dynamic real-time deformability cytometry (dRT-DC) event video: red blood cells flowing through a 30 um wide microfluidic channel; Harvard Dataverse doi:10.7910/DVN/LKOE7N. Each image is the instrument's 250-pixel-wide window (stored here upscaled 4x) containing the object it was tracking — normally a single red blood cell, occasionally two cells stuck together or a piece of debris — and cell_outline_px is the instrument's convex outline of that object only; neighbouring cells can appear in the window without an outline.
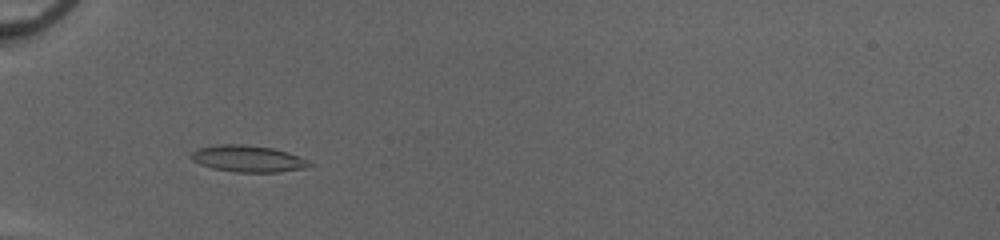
{"species": "common noctule bat (a hibernating species)", "species_latin": "Nyctalus noctula", "temperature_condition": "cold", "stored_images_in_passage": 20, "camera_frame_rate_fps": 3000, "um_per_image_px": 0.085, "animal": {"sex": "female", "body_mass_g": 20.0, "forearm_length_mm": 54.0}, "frame": {"image": 1, "passage_image": 17, "time_ms": 5.333, "image_size_px": [1000, 240], "cell_outline_px": [[316, 164], [304, 168], [276, 172], [236, 172], [212, 168], [200, 164], [192, 160], [188, 156], [192, 152], [200, 148], [220, 144], [244, 144], [272, 148], [288, 152], [308, 160]], "centroid_in_image_um": [21.08, 13.49], "position_along_channel_um": 63.9, "area_um2": 18.32}}
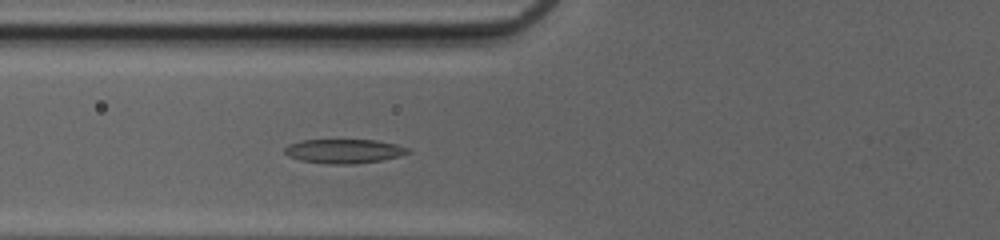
{"frame": {"image": 2, "passage_image": 20, "time_ms": 6.333, "image_size_px": [1000, 240], "cell_outline_px": [[412, 152], [400, 156], [384, 160], [352, 164], [328, 164], [300, 160], [288, 156], [284, 152], [284, 148], [288, 144], [300, 140], [376, 140], [396, 144], [408, 148]], "centroid_in_image_um": [29.24, 12.85], "position_along_channel_um": 96.6, "area_um2": 17.51}}